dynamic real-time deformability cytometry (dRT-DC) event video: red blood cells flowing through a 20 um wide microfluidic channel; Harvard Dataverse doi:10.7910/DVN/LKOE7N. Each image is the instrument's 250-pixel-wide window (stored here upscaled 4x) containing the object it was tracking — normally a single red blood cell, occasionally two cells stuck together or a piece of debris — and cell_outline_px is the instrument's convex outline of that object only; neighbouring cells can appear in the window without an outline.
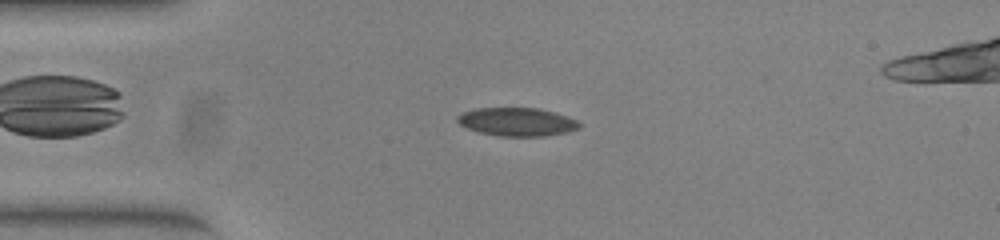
{"species": "common noctule bat (a hibernating species)", "species_latin": "Nyctalus noctula", "temperature_condition": "warm", "stored_images_in_passage": 45, "camera_frame_rate_fps": 3000, "um_per_image_px": 0.085, "animal": {"sex": "female", "body_mass_g": 23.0, "forearm_length_mm": 53.4}, "frame": {"image": 1, "passage_image": 9, "time_ms": 2.667, "image_size_px": [1000, 240], "cell_outline_px": [[580, 128], [568, 132], [544, 136], [500, 136], [480, 132], [468, 128], [460, 124], [456, 120], [456, 116], [464, 112], [476, 108], [540, 108], [556, 112], [568, 116], [576, 120], [580, 124]], "centroid_in_image_um": [43.97, 10.35], "position_along_channel_um": 41.0, "area_um2": 20.17}}
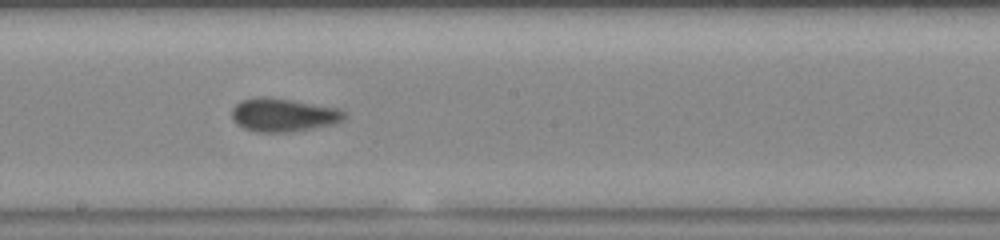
{"frame": {"image": 2, "passage_image": 25, "time_ms": 8.0, "image_size_px": [1000, 240], "cell_outline_px": [[348, 116], [344, 120], [336, 124], [288, 132], [256, 132], [244, 128], [236, 124], [232, 120], [232, 108], [240, 100], [260, 96], [292, 100], [340, 108], [348, 112]], "centroid_in_image_um": [24.12, 9.77], "position_along_channel_um": 224.1, "area_um2": 22.2}}
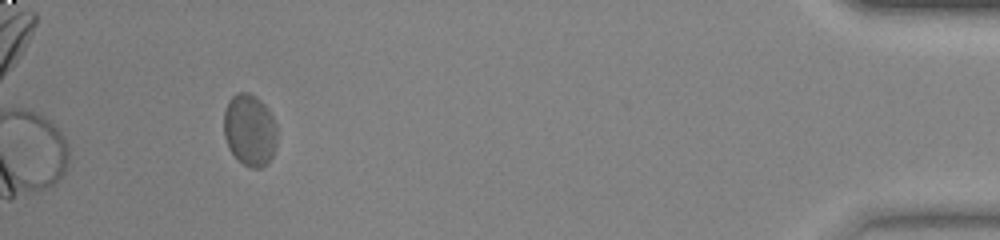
{"frame": {"image": 3, "passage_image": 45, "time_ms": 14.667, "image_size_px": [1000, 240], "cell_outline_px": [[276, 148], [268, 164], [260, 168], [252, 168], [244, 164], [228, 148], [224, 136], [224, 112], [228, 100], [236, 92], [248, 92], [256, 96], [268, 108], [276, 124]], "centroid_in_image_um": [21.23, 11.04], "position_along_channel_um": 414.0, "area_um2": 22.48}, "authors_computed_cell_mechanics": {"area_um2": 20.808, "velocity_mm_per_s": 3.8861, "shape_relaxation_time_tau1_ms": 5.2201, "shape_relaxation_time_tau2_ms": 1.3115, "deformation_change_tau1": 0.1009, "deformation_change_tau2": 0.0508}}